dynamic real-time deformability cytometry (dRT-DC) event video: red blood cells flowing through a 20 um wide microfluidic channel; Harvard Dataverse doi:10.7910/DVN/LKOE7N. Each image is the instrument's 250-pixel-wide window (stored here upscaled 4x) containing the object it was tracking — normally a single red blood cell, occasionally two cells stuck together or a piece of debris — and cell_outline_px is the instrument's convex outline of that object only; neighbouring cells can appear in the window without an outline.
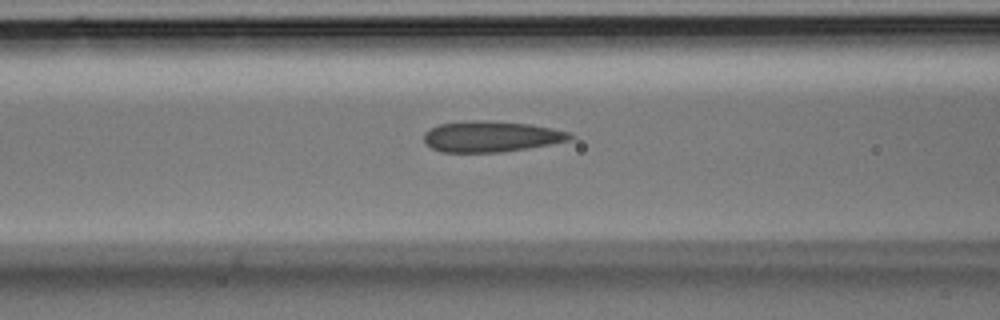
{"species": "Egyptian fruit bat (a non-hibernating species)", "species_latin": "Rousettus aegyptiacus", "temperature_condition": "room temperature", "stored_images_in_passage": 28, "camera_frame_rate_fps": 3000, "um_per_image_px": 0.085, "animal": {"sex": "male"}, "frame": {"image": 1, "passage_image": 6, "time_ms": 1.667, "image_size_px": [1000, 320], "cell_outline_px": [[572, 136], [568, 140], [528, 148], [504, 152], [440, 152], [424, 144], [424, 132], [428, 128], [440, 124], [464, 120], [480, 120], [528, 124], [568, 132]], "centroid_in_image_um": [41.62, 11.61], "position_along_channel_um": 125.0, "area_um2": 26.13}}
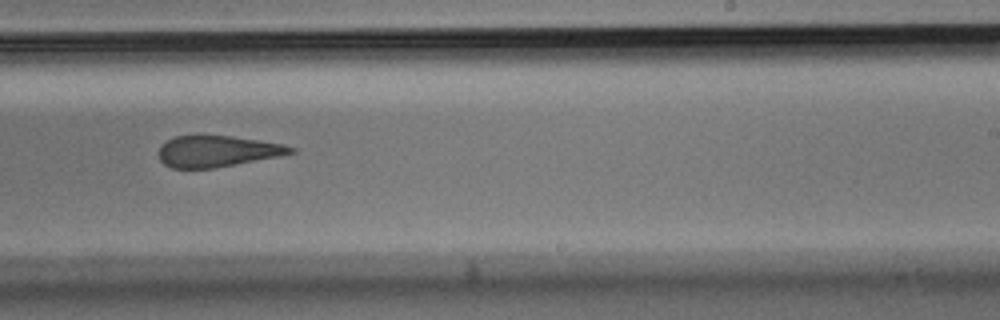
{"frame": {"image": 2, "passage_image": 14, "time_ms": 4.333, "image_size_px": [1000, 320], "cell_outline_px": [[296, 152], [280, 156], [216, 168], [172, 168], [164, 164], [160, 160], [160, 148], [168, 140], [176, 136], [232, 136], [284, 144], [296, 148]], "centroid_in_image_um": [18.52, 12.87], "position_along_channel_um": 270.5, "area_um2": 23.81}}
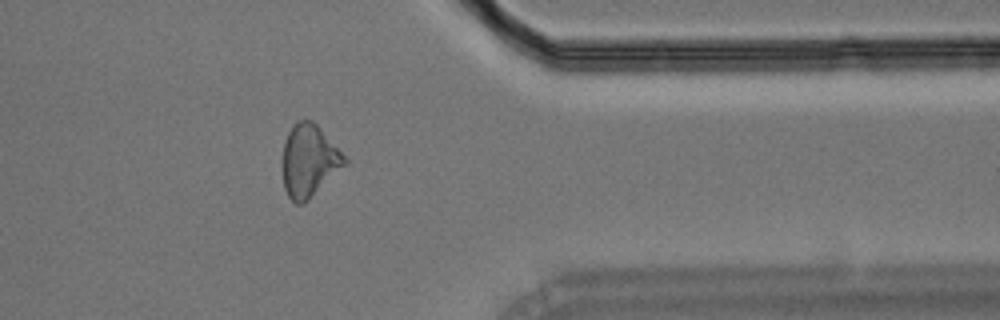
{"frame": {"image": 3, "passage_image": 21, "time_ms": 6.667, "image_size_px": [1000, 320], "cell_outline_px": [[348, 164], [304, 204], [296, 204], [288, 196], [284, 188], [280, 164], [280, 160], [284, 140], [288, 132], [296, 120], [312, 120], [320, 128], [348, 160]], "centroid_in_image_um": [26.23, 13.68], "position_along_channel_um": 385.2, "area_um2": 26.76}}